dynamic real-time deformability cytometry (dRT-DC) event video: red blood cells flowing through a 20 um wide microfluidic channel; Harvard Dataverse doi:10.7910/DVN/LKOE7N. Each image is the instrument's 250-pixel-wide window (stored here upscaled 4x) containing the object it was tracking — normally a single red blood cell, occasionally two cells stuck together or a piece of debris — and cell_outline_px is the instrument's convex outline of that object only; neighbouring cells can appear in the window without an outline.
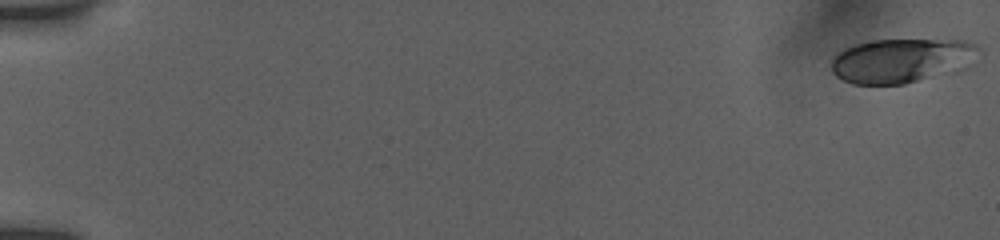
{"species": "human", "species_latin": "Homo sapiens", "temperature_condition": "room temperature", "stored_images_in_passage": 47, "camera_frame_rate_fps": 3000, "um_per_image_px": 0.085, "donor": {"sex": "female"}, "frame": {"image": 1, "passage_image": 1, "time_ms": 0.0, "image_size_px": [1000, 240], "cell_outline_px": [[980, 48], [916, 80], [904, 84], [852, 84], [836, 76], [832, 72], [832, 60], [840, 52], [856, 44], [872, 40], [964, 40], [976, 44]], "centroid_in_image_um": [76.24, 5.1], "position_along_channel_um": 8.8, "area_um2": 34.45}}
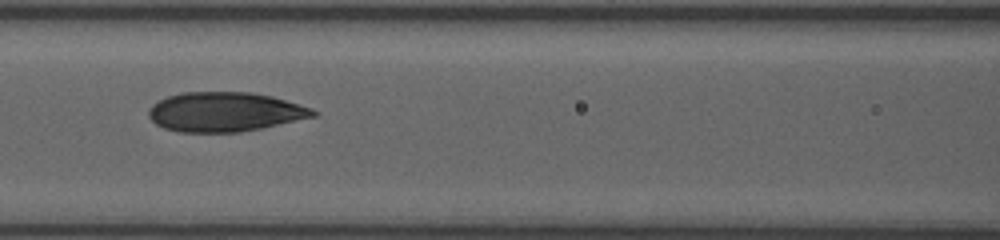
{"frame": {"image": 2, "passage_image": 26, "time_ms": 8.333, "image_size_px": [1000, 240], "cell_outline_px": [[320, 112], [316, 116], [260, 128], [240, 132], [180, 132], [164, 128], [156, 124], [148, 116], [148, 108], [152, 104], [168, 96], [180, 92], [252, 92], [272, 96], [312, 108]], "centroid_in_image_um": [19.1, 9.5], "position_along_channel_um": 147.5, "area_um2": 37.86}}
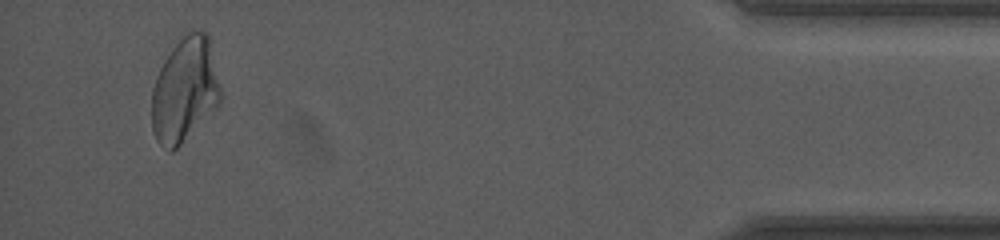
{"frame": {"image": 3, "passage_image": 46, "time_ms": 17.0, "image_size_px": [1000, 240], "cell_outline_px": [[220, 100], [216, 108], [172, 152], [168, 152], [156, 140], [152, 132], [152, 88], [156, 76], [164, 60], [180, 32], [208, 32], [220, 88]], "centroid_in_image_um": [15.67, 7.62], "position_along_channel_um": 419.5, "area_um2": 42.02}, "authors_computed_cell_mechanics": {"area_um2": 37.2232, "velocity_mm_per_s": 3.8579, "shape_relaxation_time_tau1_ms": 10.053, "shape_relaxation_time_tau2_ms": 1.4915, "deformation_change_tau1": 0.2399, "deformation_change_tau2": 0.0743}}